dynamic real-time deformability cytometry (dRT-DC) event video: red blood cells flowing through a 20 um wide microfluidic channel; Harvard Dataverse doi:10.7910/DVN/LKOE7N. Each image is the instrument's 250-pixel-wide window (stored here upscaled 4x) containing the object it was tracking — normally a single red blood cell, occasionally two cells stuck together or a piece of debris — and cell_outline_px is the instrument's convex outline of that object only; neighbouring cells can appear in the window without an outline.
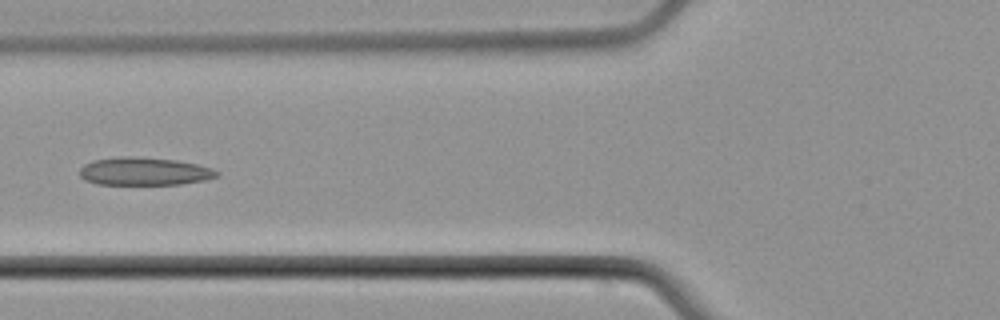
{"species": "common noctule bat (a hibernating species)", "species_latin": "Nyctalus noctula", "temperature_condition": "cold", "stored_images_in_passage": 5, "camera_frame_rate_fps": 3000, "um_per_image_px": 0.085, "animal": {"sex": "male", "body_mass_g": 21.5, "forearm_length_mm": 52.0}, "frame": {"image": 1, "passage_image": 5, "time_ms": 5.333, "image_size_px": [1000, 320], "cell_outline_px": [[220, 176], [204, 180], [180, 184], [96, 184], [84, 180], [80, 176], [80, 168], [84, 164], [92, 160], [124, 156], [128, 156], [176, 160], [196, 164], [212, 168], [220, 172]], "centroid_in_image_um": [12.26, 14.57], "position_along_channel_um": 113.5, "area_um2": 22.31}}